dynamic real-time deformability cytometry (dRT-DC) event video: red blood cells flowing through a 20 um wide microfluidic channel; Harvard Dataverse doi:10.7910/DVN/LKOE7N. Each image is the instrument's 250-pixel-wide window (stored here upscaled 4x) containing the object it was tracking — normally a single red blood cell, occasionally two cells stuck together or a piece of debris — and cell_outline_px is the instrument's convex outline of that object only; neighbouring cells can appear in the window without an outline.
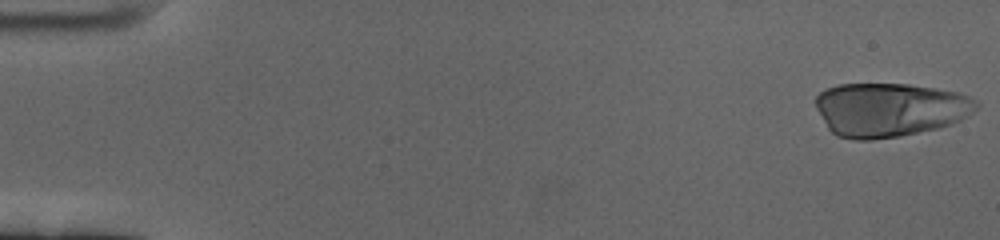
{"species": "human", "species_latin": "Homo sapiens", "temperature_condition": "cold", "stored_images_in_passage": 60, "camera_frame_rate_fps": 3000, "um_per_image_px": 0.085, "donor": {"sex": "female"}, "frame": {"image": 1, "passage_image": 1, "time_ms": 0.0, "image_size_px": [1000, 240], "cell_outline_px": [[980, 104], [968, 116], [960, 120], [940, 128], [900, 136], [872, 140], [856, 140], [836, 136], [828, 128], [816, 108], [816, 96], [820, 92], [828, 88], [840, 84], [908, 84], [960, 92], [976, 100]], "centroid_in_image_um": [75.63, 9.32], "position_along_channel_um": 9.4, "area_um2": 50.58}}
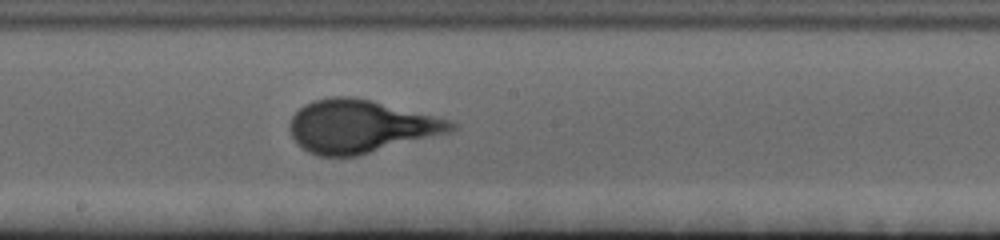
{"frame": {"image": 2, "passage_image": 33, "time_ms": 10.667, "image_size_px": [1000, 240], "cell_outline_px": [[456, 128], [448, 132], [356, 156], [320, 156], [308, 152], [292, 136], [288, 128], [288, 124], [292, 116], [304, 104], [312, 100], [332, 96], [352, 96], [372, 100], [448, 120], [456, 124]], "centroid_in_image_um": [30.57, 10.72], "position_along_channel_um": 217.6, "area_um2": 49.07}}
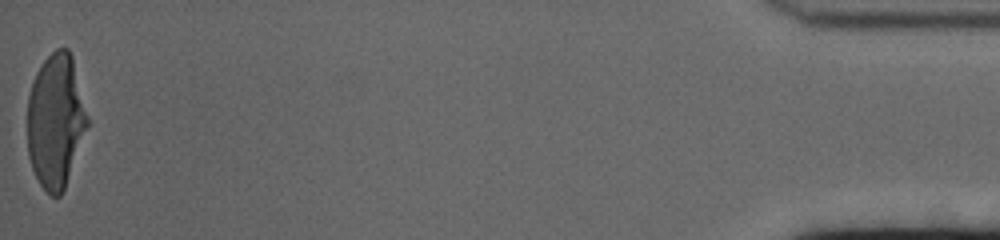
{"frame": {"image": 3, "passage_image": 60, "time_ms": 19.667, "image_size_px": [1000, 240], "cell_outline_px": [[92, 124], [64, 188], [60, 196], [52, 196], [40, 184], [32, 168], [28, 156], [28, 96], [36, 72], [44, 60], [56, 48], [68, 48], [72, 56]], "centroid_in_image_um": [4.79, 10.27], "position_along_channel_um": 430.4, "area_um2": 47.74}, "authors_computed_cell_mechanics": {"area_um2": 47.9162, "velocity_mm_per_s": 3.3518, "shape_relaxation_time_tau1_ms": 3.8386, "shape_relaxation_time_tau2_ms": null, "deformation_change_tau1": 0.2066, "deformation_change_tau2": null}}